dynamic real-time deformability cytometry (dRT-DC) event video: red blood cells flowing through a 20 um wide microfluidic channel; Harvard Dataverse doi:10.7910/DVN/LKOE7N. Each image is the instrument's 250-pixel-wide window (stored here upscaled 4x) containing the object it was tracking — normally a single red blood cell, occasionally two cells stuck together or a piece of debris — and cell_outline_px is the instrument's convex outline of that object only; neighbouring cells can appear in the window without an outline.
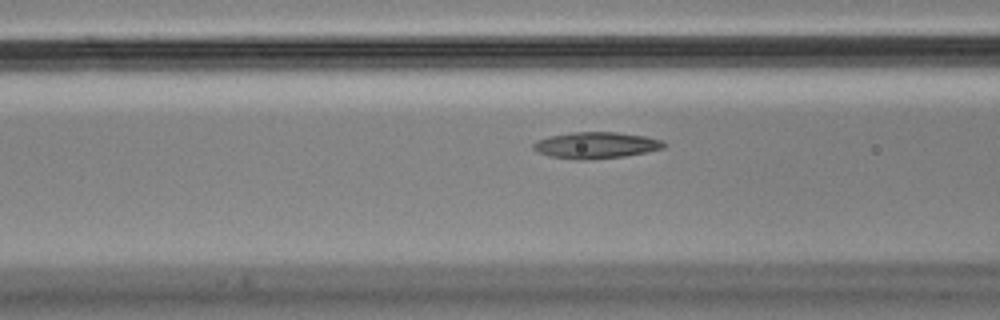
{"species": "Egyptian fruit bat (a non-hibernating species)", "species_latin": "Rousettus aegyptiacus", "temperature_condition": "cold", "stored_images_in_passage": 20, "camera_frame_rate_fps": 3000, "um_per_image_px": 0.085, "animal": {"sex": "male"}, "frame": {"image": 1, "passage_image": 17, "time_ms": 5.333, "image_size_px": [1000, 320], "cell_outline_px": [[668, 144], [664, 148], [624, 156], [592, 160], [576, 160], [548, 156], [536, 152], [532, 148], [532, 144], [536, 140], [548, 136], [572, 132], [616, 132], [644, 136], [664, 140]], "centroid_in_image_um": [50.62, 12.35], "position_along_channel_um": 116.0, "area_um2": 20.4}}